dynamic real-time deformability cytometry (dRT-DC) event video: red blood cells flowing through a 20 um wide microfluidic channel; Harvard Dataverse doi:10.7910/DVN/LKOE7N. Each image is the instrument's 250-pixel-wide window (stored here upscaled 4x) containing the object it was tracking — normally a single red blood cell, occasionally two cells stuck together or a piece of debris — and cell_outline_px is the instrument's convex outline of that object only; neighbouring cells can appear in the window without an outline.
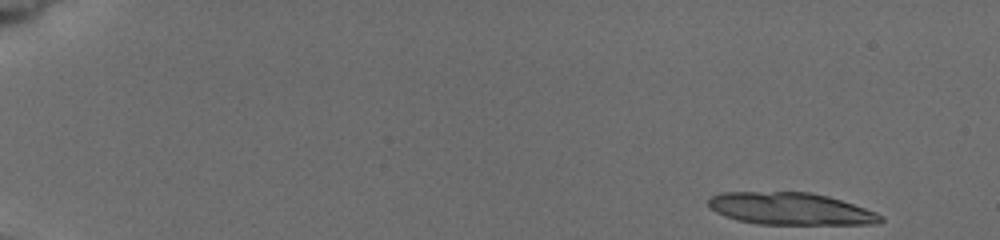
{"species": "common noctule bat (a hibernating species)", "species_latin": "Nyctalus noctula", "temperature_condition": "cold", "stored_images_in_passage": 11, "camera_frame_rate_fps": 3000, "um_per_image_px": 0.085, "animal": {"sex": "female", "body_mass_g": 19.5, "forearm_length_mm": 54.1}, "frame": {"image": 1, "passage_image": 1, "time_ms": 0.0, "image_size_px": [1000, 240], "cell_outline_px": [[884, 220], [880, 224], [756, 224], [736, 220], [724, 216], [716, 212], [708, 204], [708, 200], [712, 196], [720, 192], [812, 192], [828, 196], [876, 212], [884, 216]], "centroid_in_image_um": [67.2, 17.75], "position_along_channel_um": 17.8, "area_um2": 32.37}}
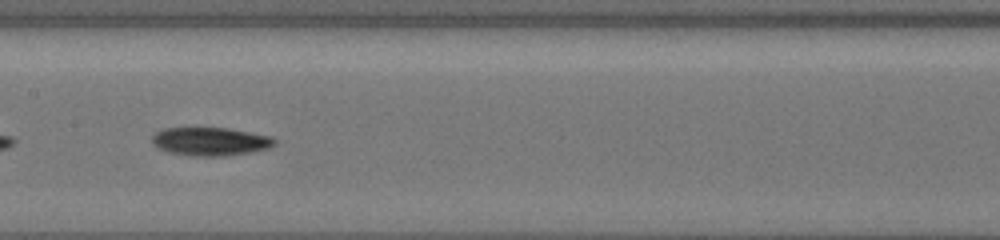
{"frame": {"image": 2, "passage_image": 8, "time_ms": 8.667, "image_size_px": [1000, 240], "cell_outline_px": [[276, 144], [268, 148], [252, 152], [224, 156], [192, 156], [168, 152], [156, 148], [152, 144], [152, 136], [156, 132], [164, 128], [228, 128], [272, 136], [276, 140]], "centroid_in_image_um": [17.88, 12.03], "position_along_channel_um": 189.5, "area_um2": 20.4}}
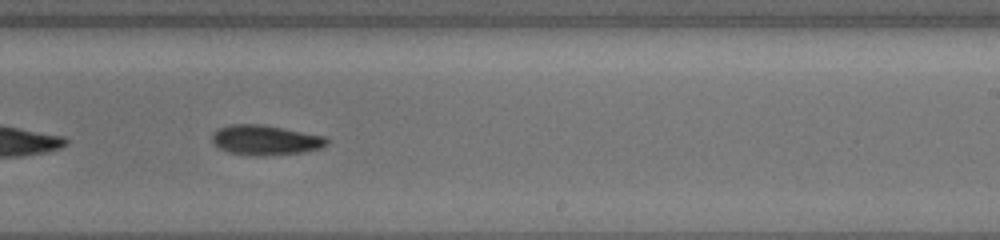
{"frame": {"image": 3, "passage_image": 10, "time_ms": 10.667, "image_size_px": [1000, 240], "cell_outline_px": [[328, 144], [320, 148], [304, 152], [264, 156], [256, 156], [228, 152], [220, 148], [212, 140], [212, 132], [228, 124], [260, 124], [324, 136], [328, 140]], "centroid_in_image_um": [22.54, 11.91], "position_along_channel_um": 266.5, "area_um2": 19.88}}